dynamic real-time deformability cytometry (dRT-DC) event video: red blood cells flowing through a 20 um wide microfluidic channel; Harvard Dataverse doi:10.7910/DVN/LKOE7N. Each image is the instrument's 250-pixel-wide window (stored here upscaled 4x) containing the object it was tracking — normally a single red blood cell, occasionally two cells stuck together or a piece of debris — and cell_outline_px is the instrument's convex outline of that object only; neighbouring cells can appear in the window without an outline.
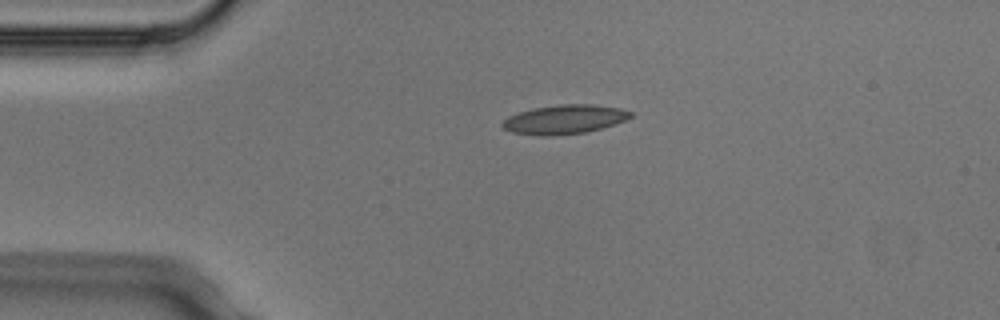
{"species": "Egyptian fruit bat (a non-hibernating species)", "species_latin": "Rousettus aegyptiacus", "temperature_condition": "cold", "stored_images_in_passage": 2, "camera_frame_rate_fps": 3000, "um_per_image_px": 0.085, "animal": {"sex": "male"}, "frame": {"image": 1, "passage_image": 1, "time_ms": 0.0, "image_size_px": [1000, 320], "cell_outline_px": [[632, 116], [624, 120], [600, 128], [584, 132], [548, 136], [544, 136], [512, 132], [504, 128], [500, 124], [508, 116], [532, 108], [564, 104], [592, 104], [620, 108], [632, 112]], "centroid_in_image_um": [47.95, 10.14], "position_along_channel_um": 37.1, "area_um2": 21.39}}